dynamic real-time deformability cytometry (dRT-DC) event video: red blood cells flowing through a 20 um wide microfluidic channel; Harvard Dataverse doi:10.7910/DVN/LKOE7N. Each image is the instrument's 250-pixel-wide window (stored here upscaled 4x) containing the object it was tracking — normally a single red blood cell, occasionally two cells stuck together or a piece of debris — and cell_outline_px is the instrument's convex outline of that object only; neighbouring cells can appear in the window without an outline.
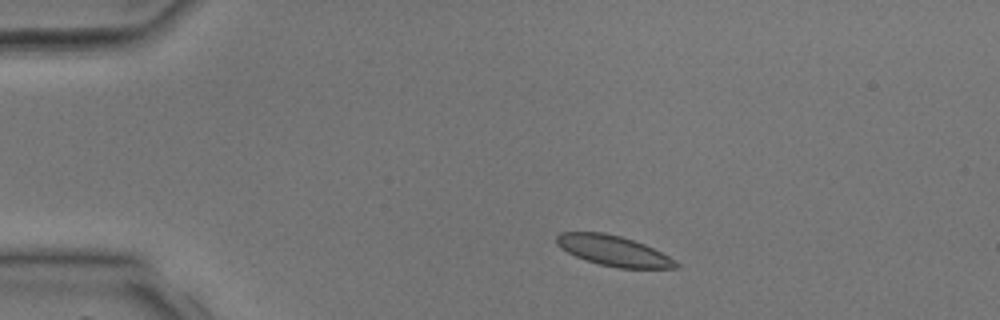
{"species": "common noctule bat (a hibernating species)", "species_latin": "Nyctalus noctula", "temperature_condition": "room temperature", "stored_images_in_passage": 2, "camera_frame_rate_fps": 3000, "um_per_image_px": 0.085, "animal": {"sex": "male", "body_mass_g": 17.9, "forearm_length_mm": 54.2}, "frame": {"image": 1, "passage_image": 2, "time_ms": 1.0, "image_size_px": [1000, 320], "cell_outline_px": [[680, 268], [616, 268], [600, 264], [576, 256], [568, 252], [556, 244], [556, 236], [560, 232], [604, 232], [620, 236], [644, 244], [668, 256], [680, 264]], "centroid_in_image_um": [52.14, 21.31], "position_along_channel_um": 32.9, "area_um2": 20.87}}